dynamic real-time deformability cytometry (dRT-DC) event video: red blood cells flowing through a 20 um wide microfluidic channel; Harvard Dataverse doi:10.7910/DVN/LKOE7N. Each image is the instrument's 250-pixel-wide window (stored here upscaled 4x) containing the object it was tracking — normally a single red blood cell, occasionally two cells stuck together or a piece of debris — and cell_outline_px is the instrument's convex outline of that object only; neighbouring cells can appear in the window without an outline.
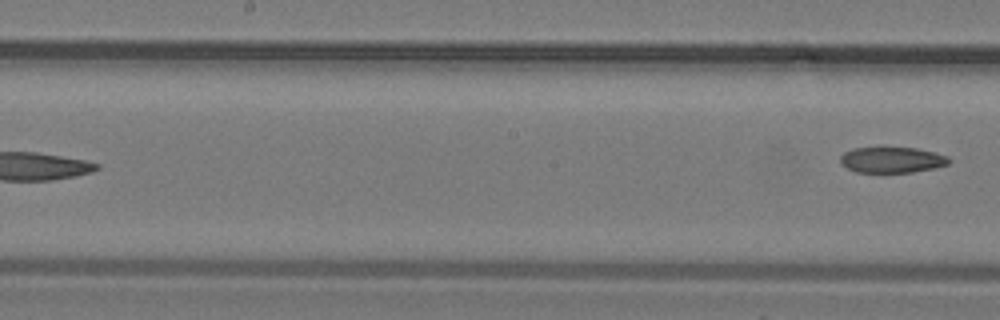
{"species": "common noctule bat (a hibernating species)", "species_latin": "Nyctalus noctula", "temperature_condition": "warm", "stored_images_in_passage": 17, "segment_of_instrument_passage": [2, 2], "camera_frame_rate_fps": 3000, "um_per_image_px": 0.085, "animal": {"sex": "male", "body_mass_g": 19.2, "forearm_length_mm": 51.8}, "frame": {"image": 1, "passage_image": 17, "time_ms": 5.333, "image_size_px": [1000, 320], "cell_outline_px": [[952, 160], [948, 164], [932, 168], [912, 172], [856, 172], [840, 164], [840, 156], [844, 152], [852, 148], [916, 148], [948, 156]], "centroid_in_image_um": [75.79, 13.59], "position_along_channel_um": 172.4, "area_um2": 16.18}}